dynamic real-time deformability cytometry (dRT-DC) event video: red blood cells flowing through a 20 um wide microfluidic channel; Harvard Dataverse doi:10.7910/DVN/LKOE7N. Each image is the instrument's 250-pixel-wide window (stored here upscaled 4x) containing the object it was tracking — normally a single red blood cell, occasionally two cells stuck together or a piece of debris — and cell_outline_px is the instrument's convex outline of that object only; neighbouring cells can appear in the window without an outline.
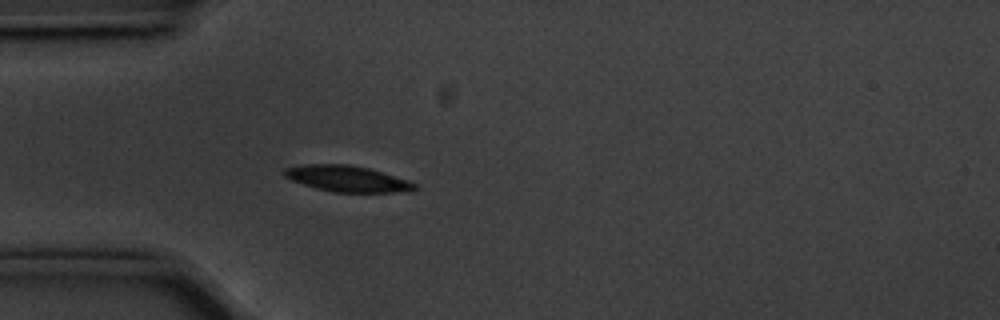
{"species": "common noctule bat (a hibernating species)", "species_latin": "Nyctalus noctula", "temperature_condition": "cold", "stored_images_in_passage": 41, "camera_frame_rate_fps": 3000, "um_per_image_px": 0.085, "animal": {"sex": "male", "body_mass_g": 20.1, "forearm_length_mm": 53.5}, "frame": {"image": 1, "passage_image": 1, "time_ms": 0.0, "image_size_px": [1000, 320], "cell_outline_px": [[416, 188], [412, 192], [332, 192], [316, 188], [292, 180], [284, 176], [284, 168], [304, 164], [348, 164], [368, 168], [408, 180], [416, 184]], "centroid_in_image_um": [29.52, 15.19], "position_along_channel_um": 55.5, "area_um2": 19.71}}
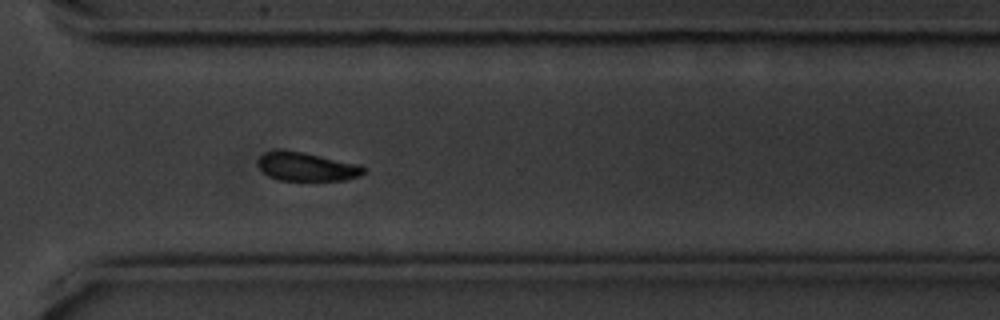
{"frame": {"image": 2, "passage_image": 26, "time_ms": 8.333, "image_size_px": [1000, 320], "cell_outline_px": [[364, 172], [360, 176], [344, 180], [280, 180], [268, 176], [260, 168], [260, 156], [264, 152], [304, 152], [360, 164], [364, 168]], "centroid_in_image_um": [26.13, 14.19], "position_along_channel_um": 344.5, "area_um2": 17.11}}
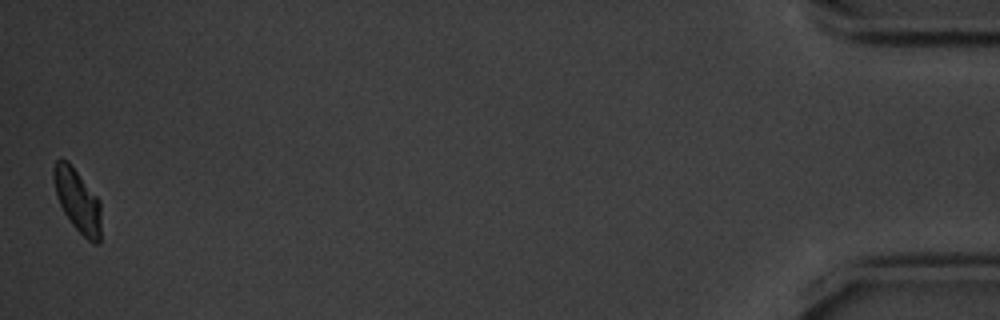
{"frame": {"image": 3, "passage_image": 41, "time_ms": 13.333, "image_size_px": [1000, 320], "cell_outline_px": [[100, 244], [92, 244], [72, 224], [64, 212], [56, 196], [52, 176], [52, 168], [56, 160], [68, 160], [100, 200]], "centroid_in_image_um": [6.58, 17.03], "position_along_channel_um": 428.6, "area_um2": 17.46}, "authors_computed_cell_mechanics": {"area_um2": 18.785, "velocity_mm_per_s": 3.5272, "shape_relaxation_time_tau1_ms": 5.9538, "shape_relaxation_time_tau2_ms": 8.6484, "deformation_change_tau1": 0.2102, "deformation_change_tau2": 0.1179}}